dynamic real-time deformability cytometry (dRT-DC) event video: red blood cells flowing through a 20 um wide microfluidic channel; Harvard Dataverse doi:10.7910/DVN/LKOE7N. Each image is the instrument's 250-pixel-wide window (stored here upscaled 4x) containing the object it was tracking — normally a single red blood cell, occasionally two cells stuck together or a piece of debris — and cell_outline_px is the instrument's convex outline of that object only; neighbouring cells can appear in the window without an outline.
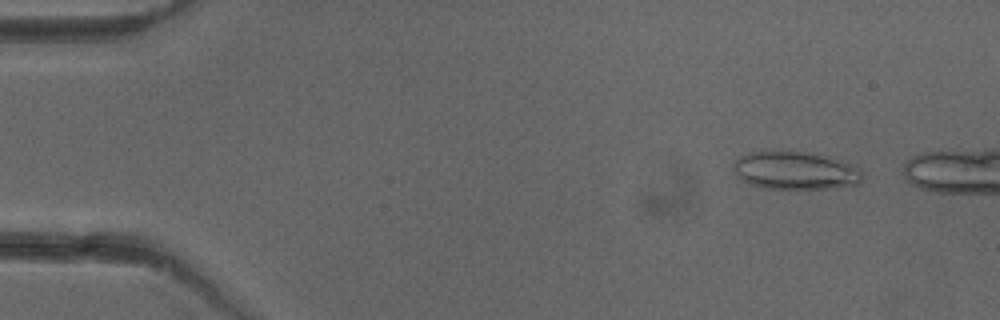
{"species": "common noctule bat (a hibernating species)", "species_latin": "Nyctalus noctula", "temperature_condition": "cold", "stored_images_in_passage": 10, "camera_frame_rate_fps": 3000, "um_per_image_px": 0.085, "animal": {"sex": "female"}, "frame": {"image": 1, "passage_image": 5, "time_ms": 1.333, "image_size_px": [1000, 320], "cell_outline_px": [[860, 184], [828, 188], [760, 188], [740, 180], [736, 176], [732, 168], [732, 164], [740, 156], [748, 152], [812, 152], [848, 164], [856, 168], [860, 172]], "centroid_in_image_um": [67.49, 14.51], "position_along_channel_um": 17.5, "area_um2": 28.03}}